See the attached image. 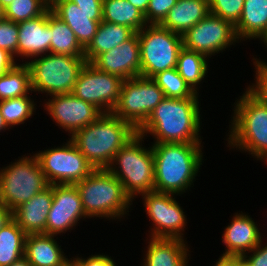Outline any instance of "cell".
<instances>
[{"label":"cell","instance_id":"obj_48","mask_svg":"<svg viewBox=\"0 0 267 266\" xmlns=\"http://www.w3.org/2000/svg\"><path fill=\"white\" fill-rule=\"evenodd\" d=\"M237 266H251V265L244 257L237 256Z\"/></svg>","mask_w":267,"mask_h":266},{"label":"cell","instance_id":"obj_28","mask_svg":"<svg viewBox=\"0 0 267 266\" xmlns=\"http://www.w3.org/2000/svg\"><path fill=\"white\" fill-rule=\"evenodd\" d=\"M50 53L84 57V48L69 26L49 8Z\"/></svg>","mask_w":267,"mask_h":266},{"label":"cell","instance_id":"obj_37","mask_svg":"<svg viewBox=\"0 0 267 266\" xmlns=\"http://www.w3.org/2000/svg\"><path fill=\"white\" fill-rule=\"evenodd\" d=\"M18 23L3 18L0 20V49L9 52L17 61L18 58Z\"/></svg>","mask_w":267,"mask_h":266},{"label":"cell","instance_id":"obj_7","mask_svg":"<svg viewBox=\"0 0 267 266\" xmlns=\"http://www.w3.org/2000/svg\"><path fill=\"white\" fill-rule=\"evenodd\" d=\"M87 63L85 57L52 54L37 56L27 61L31 88L46 98L55 94L72 93L78 76Z\"/></svg>","mask_w":267,"mask_h":266},{"label":"cell","instance_id":"obj_33","mask_svg":"<svg viewBox=\"0 0 267 266\" xmlns=\"http://www.w3.org/2000/svg\"><path fill=\"white\" fill-rule=\"evenodd\" d=\"M167 98L185 99L200 98L178 73L176 68L157 73L151 78Z\"/></svg>","mask_w":267,"mask_h":266},{"label":"cell","instance_id":"obj_27","mask_svg":"<svg viewBox=\"0 0 267 266\" xmlns=\"http://www.w3.org/2000/svg\"><path fill=\"white\" fill-rule=\"evenodd\" d=\"M210 59L198 52L184 47L179 51L176 69L189 87L197 94L208 76ZM201 84V85H200ZM200 85V86H199Z\"/></svg>","mask_w":267,"mask_h":266},{"label":"cell","instance_id":"obj_47","mask_svg":"<svg viewBox=\"0 0 267 266\" xmlns=\"http://www.w3.org/2000/svg\"><path fill=\"white\" fill-rule=\"evenodd\" d=\"M9 129L10 128L7 126V123L5 122V119L1 115V112H0V133H4V132H6V130L10 131Z\"/></svg>","mask_w":267,"mask_h":266},{"label":"cell","instance_id":"obj_43","mask_svg":"<svg viewBox=\"0 0 267 266\" xmlns=\"http://www.w3.org/2000/svg\"><path fill=\"white\" fill-rule=\"evenodd\" d=\"M12 211L0 204V230L12 220Z\"/></svg>","mask_w":267,"mask_h":266},{"label":"cell","instance_id":"obj_24","mask_svg":"<svg viewBox=\"0 0 267 266\" xmlns=\"http://www.w3.org/2000/svg\"><path fill=\"white\" fill-rule=\"evenodd\" d=\"M209 13V0H177L159 25L183 35Z\"/></svg>","mask_w":267,"mask_h":266},{"label":"cell","instance_id":"obj_44","mask_svg":"<svg viewBox=\"0 0 267 266\" xmlns=\"http://www.w3.org/2000/svg\"><path fill=\"white\" fill-rule=\"evenodd\" d=\"M213 266H237V256L221 254Z\"/></svg>","mask_w":267,"mask_h":266},{"label":"cell","instance_id":"obj_8","mask_svg":"<svg viewBox=\"0 0 267 266\" xmlns=\"http://www.w3.org/2000/svg\"><path fill=\"white\" fill-rule=\"evenodd\" d=\"M13 161L0 167V204L11 211L50 185L34 154Z\"/></svg>","mask_w":267,"mask_h":266},{"label":"cell","instance_id":"obj_17","mask_svg":"<svg viewBox=\"0 0 267 266\" xmlns=\"http://www.w3.org/2000/svg\"><path fill=\"white\" fill-rule=\"evenodd\" d=\"M258 224L248 213L239 210L233 214L230 223L222 232L221 240L226 246L222 255L243 257L256 248L263 238L267 240V234L261 233L260 223Z\"/></svg>","mask_w":267,"mask_h":266},{"label":"cell","instance_id":"obj_29","mask_svg":"<svg viewBox=\"0 0 267 266\" xmlns=\"http://www.w3.org/2000/svg\"><path fill=\"white\" fill-rule=\"evenodd\" d=\"M102 21L140 31L147 22L144 14L127 0H102Z\"/></svg>","mask_w":267,"mask_h":266},{"label":"cell","instance_id":"obj_45","mask_svg":"<svg viewBox=\"0 0 267 266\" xmlns=\"http://www.w3.org/2000/svg\"><path fill=\"white\" fill-rule=\"evenodd\" d=\"M131 3L135 8L141 11L144 15L146 14V10L150 0H127Z\"/></svg>","mask_w":267,"mask_h":266},{"label":"cell","instance_id":"obj_32","mask_svg":"<svg viewBox=\"0 0 267 266\" xmlns=\"http://www.w3.org/2000/svg\"><path fill=\"white\" fill-rule=\"evenodd\" d=\"M32 93L34 92L32 91L29 95L0 101L1 115L10 129L16 128L21 124L24 126V123L26 122L27 124V120L29 122L30 118L36 114V107H38L36 102L38 101H35L37 100L35 98L33 99Z\"/></svg>","mask_w":267,"mask_h":266},{"label":"cell","instance_id":"obj_20","mask_svg":"<svg viewBox=\"0 0 267 266\" xmlns=\"http://www.w3.org/2000/svg\"><path fill=\"white\" fill-rule=\"evenodd\" d=\"M50 8L69 26L77 41L85 49L97 32L102 21V13L85 12L69 0H52Z\"/></svg>","mask_w":267,"mask_h":266},{"label":"cell","instance_id":"obj_2","mask_svg":"<svg viewBox=\"0 0 267 266\" xmlns=\"http://www.w3.org/2000/svg\"><path fill=\"white\" fill-rule=\"evenodd\" d=\"M154 157V191L183 195L194 187L204 163L203 144H151ZM187 191V192H186Z\"/></svg>","mask_w":267,"mask_h":266},{"label":"cell","instance_id":"obj_35","mask_svg":"<svg viewBox=\"0 0 267 266\" xmlns=\"http://www.w3.org/2000/svg\"><path fill=\"white\" fill-rule=\"evenodd\" d=\"M245 0H209V12L235 25L242 14Z\"/></svg>","mask_w":267,"mask_h":266},{"label":"cell","instance_id":"obj_9","mask_svg":"<svg viewBox=\"0 0 267 266\" xmlns=\"http://www.w3.org/2000/svg\"><path fill=\"white\" fill-rule=\"evenodd\" d=\"M140 43V76L152 78L159 72L176 68L182 35L159 24H147L137 32Z\"/></svg>","mask_w":267,"mask_h":266},{"label":"cell","instance_id":"obj_31","mask_svg":"<svg viewBox=\"0 0 267 266\" xmlns=\"http://www.w3.org/2000/svg\"><path fill=\"white\" fill-rule=\"evenodd\" d=\"M32 92L30 70L24 63H17L0 75V101L29 95Z\"/></svg>","mask_w":267,"mask_h":266},{"label":"cell","instance_id":"obj_12","mask_svg":"<svg viewBox=\"0 0 267 266\" xmlns=\"http://www.w3.org/2000/svg\"><path fill=\"white\" fill-rule=\"evenodd\" d=\"M164 98L163 91L151 78L126 79L112 113L138 130Z\"/></svg>","mask_w":267,"mask_h":266},{"label":"cell","instance_id":"obj_6","mask_svg":"<svg viewBox=\"0 0 267 266\" xmlns=\"http://www.w3.org/2000/svg\"><path fill=\"white\" fill-rule=\"evenodd\" d=\"M138 132L115 154L106 168L122 184L125 194L132 202L149 191H154V157L150 143ZM144 145H143V144Z\"/></svg>","mask_w":267,"mask_h":266},{"label":"cell","instance_id":"obj_49","mask_svg":"<svg viewBox=\"0 0 267 266\" xmlns=\"http://www.w3.org/2000/svg\"><path fill=\"white\" fill-rule=\"evenodd\" d=\"M259 44H263V47L267 49V30L266 32L261 36V38L258 40Z\"/></svg>","mask_w":267,"mask_h":266},{"label":"cell","instance_id":"obj_23","mask_svg":"<svg viewBox=\"0 0 267 266\" xmlns=\"http://www.w3.org/2000/svg\"><path fill=\"white\" fill-rule=\"evenodd\" d=\"M58 240V236L44 233L27 234L24 257L32 266H70V255L64 253Z\"/></svg>","mask_w":267,"mask_h":266},{"label":"cell","instance_id":"obj_13","mask_svg":"<svg viewBox=\"0 0 267 266\" xmlns=\"http://www.w3.org/2000/svg\"><path fill=\"white\" fill-rule=\"evenodd\" d=\"M182 42L185 49L201 53L209 59L241 44L234 25L212 13L187 30L182 35Z\"/></svg>","mask_w":267,"mask_h":266},{"label":"cell","instance_id":"obj_36","mask_svg":"<svg viewBox=\"0 0 267 266\" xmlns=\"http://www.w3.org/2000/svg\"><path fill=\"white\" fill-rule=\"evenodd\" d=\"M256 56V57H254ZM260 55H253L251 65L254 67V82L250 83L247 88L264 104L267 105V62L266 59L257 58ZM265 61V62H264ZM256 70V71H255Z\"/></svg>","mask_w":267,"mask_h":266},{"label":"cell","instance_id":"obj_50","mask_svg":"<svg viewBox=\"0 0 267 266\" xmlns=\"http://www.w3.org/2000/svg\"><path fill=\"white\" fill-rule=\"evenodd\" d=\"M13 0H0V5L3 9L7 8Z\"/></svg>","mask_w":267,"mask_h":266},{"label":"cell","instance_id":"obj_38","mask_svg":"<svg viewBox=\"0 0 267 266\" xmlns=\"http://www.w3.org/2000/svg\"><path fill=\"white\" fill-rule=\"evenodd\" d=\"M176 2L177 0H150L144 15L147 24H160Z\"/></svg>","mask_w":267,"mask_h":266},{"label":"cell","instance_id":"obj_4","mask_svg":"<svg viewBox=\"0 0 267 266\" xmlns=\"http://www.w3.org/2000/svg\"><path fill=\"white\" fill-rule=\"evenodd\" d=\"M136 133L129 122L113 113H103L70 139L95 169H106L119 149Z\"/></svg>","mask_w":267,"mask_h":266},{"label":"cell","instance_id":"obj_51","mask_svg":"<svg viewBox=\"0 0 267 266\" xmlns=\"http://www.w3.org/2000/svg\"><path fill=\"white\" fill-rule=\"evenodd\" d=\"M4 18V9L0 5V20Z\"/></svg>","mask_w":267,"mask_h":266},{"label":"cell","instance_id":"obj_14","mask_svg":"<svg viewBox=\"0 0 267 266\" xmlns=\"http://www.w3.org/2000/svg\"><path fill=\"white\" fill-rule=\"evenodd\" d=\"M123 79L99 70L87 62L81 70L72 93L94 104L103 113H112L117 105Z\"/></svg>","mask_w":267,"mask_h":266},{"label":"cell","instance_id":"obj_21","mask_svg":"<svg viewBox=\"0 0 267 266\" xmlns=\"http://www.w3.org/2000/svg\"><path fill=\"white\" fill-rule=\"evenodd\" d=\"M146 238L141 266H190L191 248L181 239ZM187 244V245H186ZM189 257V258H188ZM143 262V263H142Z\"/></svg>","mask_w":267,"mask_h":266},{"label":"cell","instance_id":"obj_40","mask_svg":"<svg viewBox=\"0 0 267 266\" xmlns=\"http://www.w3.org/2000/svg\"><path fill=\"white\" fill-rule=\"evenodd\" d=\"M243 257L251 266H267V242L262 239L256 248Z\"/></svg>","mask_w":267,"mask_h":266},{"label":"cell","instance_id":"obj_26","mask_svg":"<svg viewBox=\"0 0 267 266\" xmlns=\"http://www.w3.org/2000/svg\"><path fill=\"white\" fill-rule=\"evenodd\" d=\"M135 33L129 27L101 21L93 40L84 49L86 61L92 63L100 54L121 45Z\"/></svg>","mask_w":267,"mask_h":266},{"label":"cell","instance_id":"obj_19","mask_svg":"<svg viewBox=\"0 0 267 266\" xmlns=\"http://www.w3.org/2000/svg\"><path fill=\"white\" fill-rule=\"evenodd\" d=\"M18 30L17 61L21 58V63L26 64L34 57L50 53L49 9L39 17L19 22Z\"/></svg>","mask_w":267,"mask_h":266},{"label":"cell","instance_id":"obj_22","mask_svg":"<svg viewBox=\"0 0 267 266\" xmlns=\"http://www.w3.org/2000/svg\"><path fill=\"white\" fill-rule=\"evenodd\" d=\"M53 201L52 185L12 211V218L26 234H46V220Z\"/></svg>","mask_w":267,"mask_h":266},{"label":"cell","instance_id":"obj_18","mask_svg":"<svg viewBox=\"0 0 267 266\" xmlns=\"http://www.w3.org/2000/svg\"><path fill=\"white\" fill-rule=\"evenodd\" d=\"M92 64L99 70L119 76L123 80L140 76L141 52L138 34L121 45L100 54Z\"/></svg>","mask_w":267,"mask_h":266},{"label":"cell","instance_id":"obj_16","mask_svg":"<svg viewBox=\"0 0 267 266\" xmlns=\"http://www.w3.org/2000/svg\"><path fill=\"white\" fill-rule=\"evenodd\" d=\"M53 201L46 220V234L63 236L88 217L75 185H52ZM70 230V231H69Z\"/></svg>","mask_w":267,"mask_h":266},{"label":"cell","instance_id":"obj_1","mask_svg":"<svg viewBox=\"0 0 267 266\" xmlns=\"http://www.w3.org/2000/svg\"><path fill=\"white\" fill-rule=\"evenodd\" d=\"M199 99L202 100L201 98L165 97L137 132L146 139L151 135L153 139L151 144H202L203 115H201L202 107Z\"/></svg>","mask_w":267,"mask_h":266},{"label":"cell","instance_id":"obj_11","mask_svg":"<svg viewBox=\"0 0 267 266\" xmlns=\"http://www.w3.org/2000/svg\"><path fill=\"white\" fill-rule=\"evenodd\" d=\"M144 211L151 221L147 237L181 239L186 241L184 233L187 229V214L182 204L177 201L176 194L149 191L140 195Z\"/></svg>","mask_w":267,"mask_h":266},{"label":"cell","instance_id":"obj_46","mask_svg":"<svg viewBox=\"0 0 267 266\" xmlns=\"http://www.w3.org/2000/svg\"><path fill=\"white\" fill-rule=\"evenodd\" d=\"M9 266H32V265L29 263V261L25 257H22L20 260L13 262Z\"/></svg>","mask_w":267,"mask_h":266},{"label":"cell","instance_id":"obj_3","mask_svg":"<svg viewBox=\"0 0 267 266\" xmlns=\"http://www.w3.org/2000/svg\"><path fill=\"white\" fill-rule=\"evenodd\" d=\"M232 108L226 146L267 165V105L246 87Z\"/></svg>","mask_w":267,"mask_h":266},{"label":"cell","instance_id":"obj_42","mask_svg":"<svg viewBox=\"0 0 267 266\" xmlns=\"http://www.w3.org/2000/svg\"><path fill=\"white\" fill-rule=\"evenodd\" d=\"M17 64L14 57L7 51L0 49V75L5 74Z\"/></svg>","mask_w":267,"mask_h":266},{"label":"cell","instance_id":"obj_10","mask_svg":"<svg viewBox=\"0 0 267 266\" xmlns=\"http://www.w3.org/2000/svg\"><path fill=\"white\" fill-rule=\"evenodd\" d=\"M31 154L37 157L50 185H75L95 170L69 137L60 146Z\"/></svg>","mask_w":267,"mask_h":266},{"label":"cell","instance_id":"obj_41","mask_svg":"<svg viewBox=\"0 0 267 266\" xmlns=\"http://www.w3.org/2000/svg\"><path fill=\"white\" fill-rule=\"evenodd\" d=\"M85 12L102 13V0H69Z\"/></svg>","mask_w":267,"mask_h":266},{"label":"cell","instance_id":"obj_15","mask_svg":"<svg viewBox=\"0 0 267 266\" xmlns=\"http://www.w3.org/2000/svg\"><path fill=\"white\" fill-rule=\"evenodd\" d=\"M47 99L40 106H43L49 118L68 133L69 137L103 114L94 104L77 98L73 93L55 94Z\"/></svg>","mask_w":267,"mask_h":266},{"label":"cell","instance_id":"obj_30","mask_svg":"<svg viewBox=\"0 0 267 266\" xmlns=\"http://www.w3.org/2000/svg\"><path fill=\"white\" fill-rule=\"evenodd\" d=\"M26 236L13 219L0 230V266H9L24 257Z\"/></svg>","mask_w":267,"mask_h":266},{"label":"cell","instance_id":"obj_5","mask_svg":"<svg viewBox=\"0 0 267 266\" xmlns=\"http://www.w3.org/2000/svg\"><path fill=\"white\" fill-rule=\"evenodd\" d=\"M88 219L124 221L134 202L125 194L121 182L107 169H95L75 184ZM130 210V211H129Z\"/></svg>","mask_w":267,"mask_h":266},{"label":"cell","instance_id":"obj_25","mask_svg":"<svg viewBox=\"0 0 267 266\" xmlns=\"http://www.w3.org/2000/svg\"><path fill=\"white\" fill-rule=\"evenodd\" d=\"M238 40L257 39L267 30V0H245L239 21L234 25Z\"/></svg>","mask_w":267,"mask_h":266},{"label":"cell","instance_id":"obj_39","mask_svg":"<svg viewBox=\"0 0 267 266\" xmlns=\"http://www.w3.org/2000/svg\"><path fill=\"white\" fill-rule=\"evenodd\" d=\"M107 255L106 253H96L91 254L88 257H82L79 254L71 258L72 266H118L116 264L114 257Z\"/></svg>","mask_w":267,"mask_h":266},{"label":"cell","instance_id":"obj_34","mask_svg":"<svg viewBox=\"0 0 267 266\" xmlns=\"http://www.w3.org/2000/svg\"><path fill=\"white\" fill-rule=\"evenodd\" d=\"M50 8L48 0H13L4 9V18L15 23L39 17Z\"/></svg>","mask_w":267,"mask_h":266}]
</instances>
